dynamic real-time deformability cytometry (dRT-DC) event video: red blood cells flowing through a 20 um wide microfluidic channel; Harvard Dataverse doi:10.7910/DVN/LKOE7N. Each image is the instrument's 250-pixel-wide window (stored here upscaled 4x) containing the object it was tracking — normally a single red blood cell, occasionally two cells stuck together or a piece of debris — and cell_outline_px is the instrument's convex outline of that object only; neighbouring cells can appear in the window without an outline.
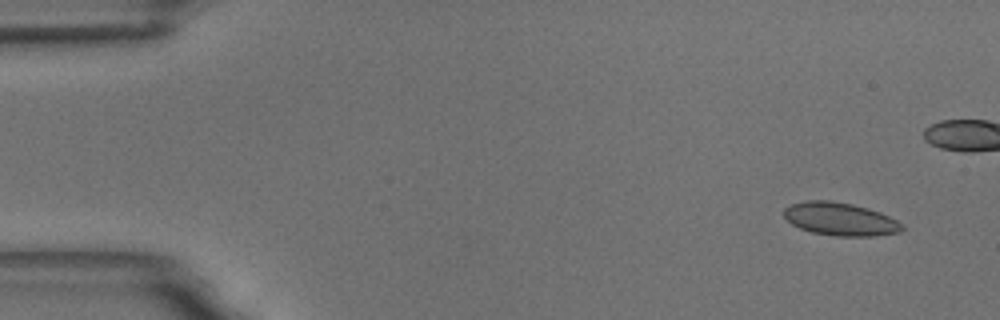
{"species": "common noctule bat (a hibernating species)", "species_latin": "Nyctalus noctula", "temperature_condition": "room temperature", "stored_images_in_passage": 16, "camera_frame_rate_fps": 3000, "um_per_image_px": 0.085, "animal": {"sex": "male", "body_mass_g": 18.8}, "frame": {"image": 1, "passage_image": 1, "time_ms": 0.0, "image_size_px": [1000, 320], "cell_outline_px": [[904, 228], [900, 232], [876, 236], [836, 236], [812, 232], [800, 228], [792, 224], [784, 216], [784, 208], [792, 204], [804, 200], [828, 200], [852, 204], [868, 208], [880, 212], [904, 224]], "centroid_in_image_um": [71.43, 18.62], "position_along_channel_um": 13.6, "area_um2": 22.77}}
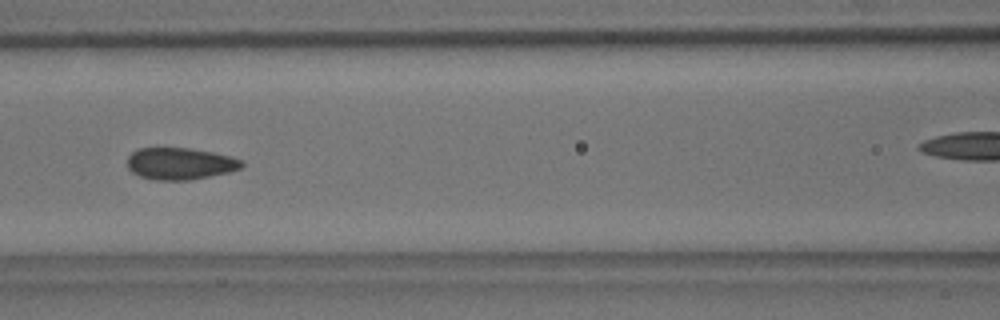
{"frame": {"image": 2, "passage_image": 7, "time_ms": 7.0, "image_size_px": [1000, 320], "cell_outline_px": [[244, 164], [240, 168], [228, 172], [192, 180], [152, 180], [140, 176], [132, 172], [128, 168], [128, 156], [136, 148], [188, 148], [212, 152], [232, 156], [244, 160]], "centroid_in_image_um": [15.31, 13.91], "position_along_channel_um": 151.3, "area_um2": 21.39}}
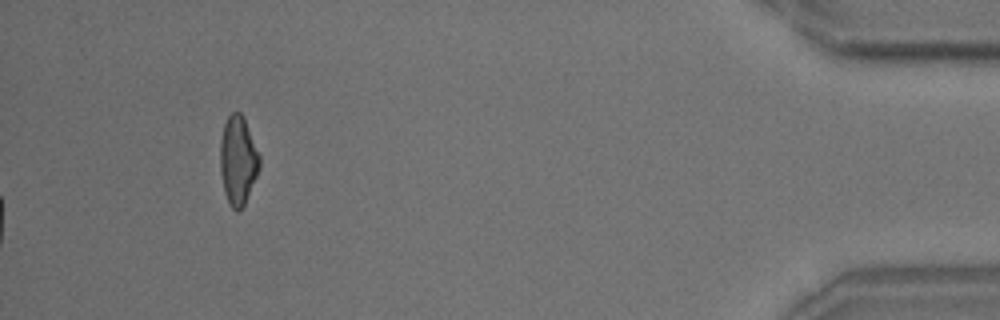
{"frame": {"image": 3, "passage_image": 16, "time_ms": 18.0, "image_size_px": [1000, 320], "cell_outline_px": [[260, 168], [244, 204], [240, 212], [236, 212], [228, 204], [224, 192], [220, 172], [220, 140], [224, 124], [228, 116], [232, 112], [240, 112], [244, 116], [260, 156]], "centroid_in_image_um": [20.22, 13.64], "position_along_channel_um": 415.0, "area_um2": 20.58}, "authors_computed_cell_mechanics": {"area_um2": 21.4438, "velocity_mm_per_s": 3.5965, "shape_relaxation_time_tau1_ms": null, "shape_relaxation_time_tau2_ms": 1.7186, "deformation_change_tau1": null, "deformation_change_tau2": 0.0255}}